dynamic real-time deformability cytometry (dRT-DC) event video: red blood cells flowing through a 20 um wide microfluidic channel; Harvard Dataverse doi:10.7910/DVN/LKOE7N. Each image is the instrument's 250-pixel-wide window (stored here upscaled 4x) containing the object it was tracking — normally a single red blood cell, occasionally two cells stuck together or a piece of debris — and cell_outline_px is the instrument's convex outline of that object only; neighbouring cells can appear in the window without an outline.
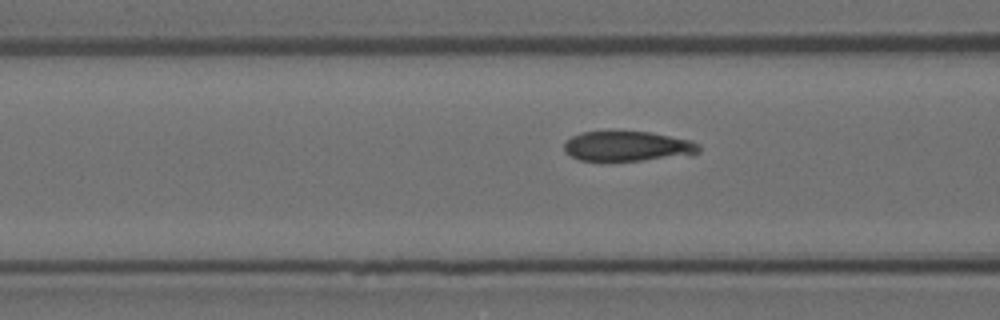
{"species": "Egyptian fruit bat (a non-hibernating species)", "species_latin": "Rousettus aegyptiacus", "temperature_condition": "room temperature", "stored_images_in_passage": 4, "segment_of_instrument_passage": [2, 2], "camera_frame_rate_fps": 3000, "um_per_image_px": 0.085, "animal": {"sex": "female"}, "frame": {"image": 1, "passage_image": 4, "time_ms": 1.0, "image_size_px": [1000, 320], "cell_outline_px": [[700, 152], [692, 156], [640, 160], [580, 160], [564, 152], [564, 144], [572, 136], [580, 132], [652, 132], [692, 140], [700, 144]], "centroid_in_image_um": [53.43, 12.43], "position_along_channel_um": 113.2, "area_um2": 23.64}}